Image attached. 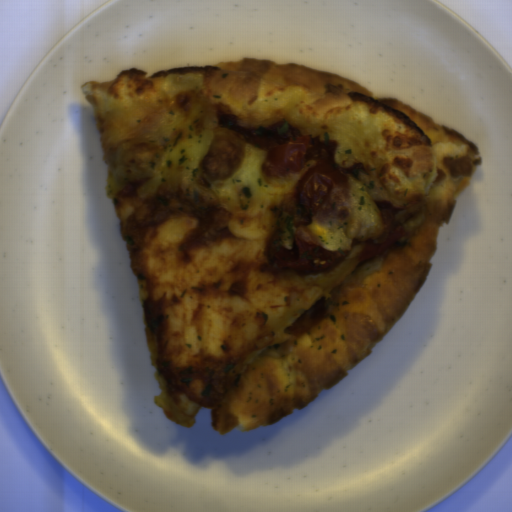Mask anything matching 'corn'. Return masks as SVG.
<instances>
[{
	"label": "corn",
	"instance_id": "51d56268",
	"mask_svg": "<svg viewBox=\"0 0 512 512\" xmlns=\"http://www.w3.org/2000/svg\"><path fill=\"white\" fill-rule=\"evenodd\" d=\"M311 230L315 237H325L328 234L326 227L315 221L311 223Z\"/></svg>",
	"mask_w": 512,
	"mask_h": 512
}]
</instances>
